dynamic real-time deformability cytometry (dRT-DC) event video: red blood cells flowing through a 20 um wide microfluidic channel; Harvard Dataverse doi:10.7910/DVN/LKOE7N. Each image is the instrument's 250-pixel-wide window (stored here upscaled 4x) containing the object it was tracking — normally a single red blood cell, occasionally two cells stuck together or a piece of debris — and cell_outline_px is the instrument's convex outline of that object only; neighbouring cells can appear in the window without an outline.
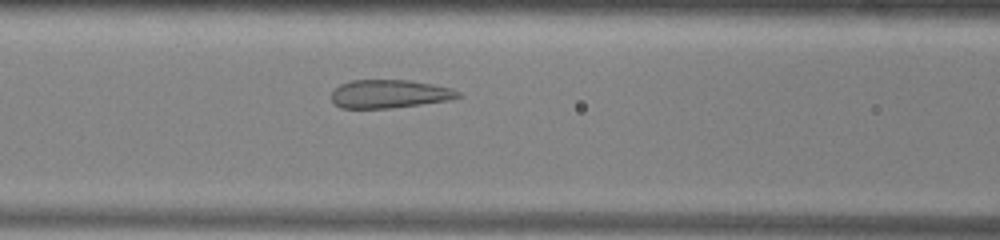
{"species": "common noctule bat (a hibernating species)", "species_latin": "Nyctalus noctula", "temperature_condition": "warm", "stored_images_in_passage": 19, "camera_frame_rate_fps": 3000, "um_per_image_px": 0.085, "animal": {"sex": "male", "body_mass_g": 13.0, "forearm_length_mm": 53.1}, "frame": {"image": 1, "passage_image": 18, "time_ms": 5.667, "image_size_px": [1000, 240], "cell_outline_px": [[464, 96], [452, 100], [392, 108], [340, 108], [332, 100], [332, 92], [340, 84], [352, 80], [408, 80], [432, 84], [452, 88], [460, 92]], "centroid_in_image_um": [33.16, 7.98], "position_along_channel_um": 133.4, "area_um2": 21.04}}